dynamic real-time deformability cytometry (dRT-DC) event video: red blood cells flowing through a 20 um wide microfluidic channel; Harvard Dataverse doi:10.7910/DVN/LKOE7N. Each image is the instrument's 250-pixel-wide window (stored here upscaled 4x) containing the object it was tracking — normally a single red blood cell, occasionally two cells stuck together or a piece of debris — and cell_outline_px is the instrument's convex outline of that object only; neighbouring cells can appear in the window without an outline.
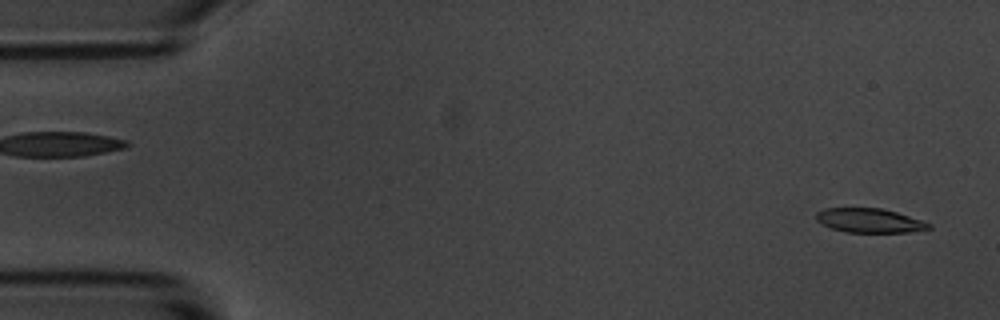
{"species": "common noctule bat (a hibernating species)", "species_latin": "Nyctalus noctula", "temperature_condition": "room temperature", "stored_images_in_passage": 56, "camera_frame_rate_fps": 3000, "um_per_image_px": 0.085, "animal": {"sex": "male", "body_mass_g": 20.1, "forearm_length_mm": 53.5}, "frame": {"image": 1, "passage_image": 2, "time_ms": 0.333, "image_size_px": [1000, 320], "cell_outline_px": [[932, 228], [908, 232], [844, 232], [832, 228], [816, 220], [816, 212], [824, 208], [880, 208], [896, 212], [924, 220], [932, 224]], "centroid_in_image_um": [73.93, 18.74], "position_along_channel_um": 11.1, "area_um2": 15.9}}
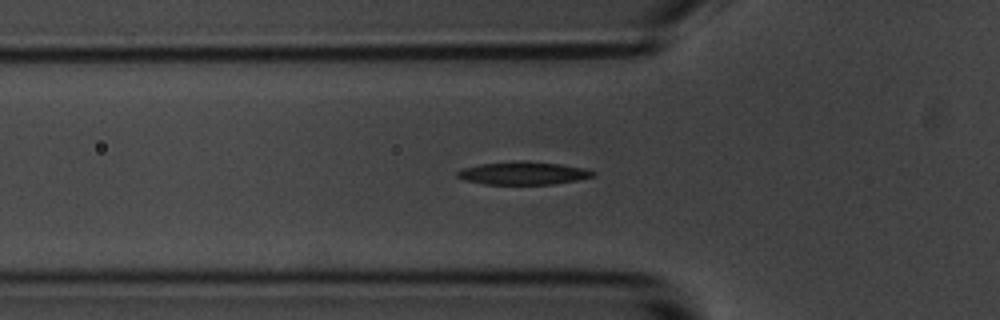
{"frame": {"image": 2, "passage_image": 18, "time_ms": 5.667, "image_size_px": [1000, 320], "cell_outline_px": [[596, 176], [576, 180], [552, 184], [484, 184], [464, 180], [456, 176], [456, 172], [464, 168], [480, 164], [524, 160], [560, 164], [584, 168], [596, 172]], "centroid_in_image_um": [44.48, 14.71], "position_along_channel_um": 81.3, "area_um2": 18.09}}
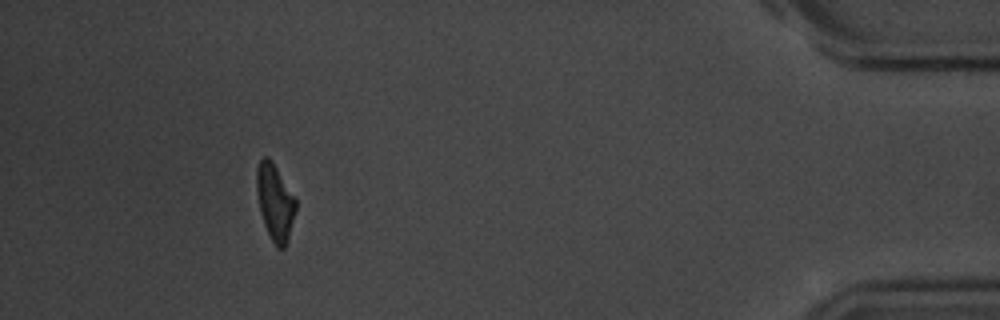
{"frame": {"image": 3, "passage_image": 51, "time_ms": 16.667, "image_size_px": [1000, 320], "cell_outline_px": [[296, 212], [288, 240], [284, 248], [276, 248], [264, 224], [260, 212], [256, 192], [256, 168], [260, 160], [264, 156], [268, 156], [272, 160], [296, 196]], "centroid_in_image_um": [23.39, 17.15], "position_along_channel_um": 411.8, "area_um2": 17.8}, "authors_computed_cell_mechanics": {"area_um2": 17.918, "velocity_mm_per_s": 3.5544, "shape_relaxation_time_tau1_ms": 3.5891, "shape_relaxation_time_tau2_ms": 7.2911, "deformation_change_tau1": 0.1721, "deformation_change_tau2": 0.1802}}